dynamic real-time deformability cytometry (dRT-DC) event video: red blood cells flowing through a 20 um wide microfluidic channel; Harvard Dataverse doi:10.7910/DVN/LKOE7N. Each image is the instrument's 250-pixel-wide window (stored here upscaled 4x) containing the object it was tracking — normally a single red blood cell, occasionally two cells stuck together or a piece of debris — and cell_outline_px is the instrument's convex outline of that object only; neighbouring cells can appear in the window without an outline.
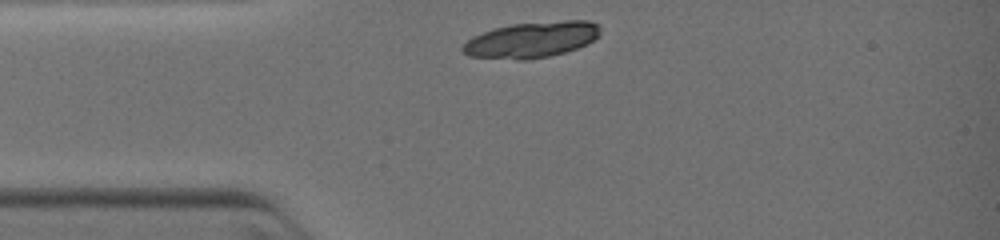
{"species": "common noctule bat (a hibernating species)", "species_latin": "Nyctalus noctula", "temperature_condition": "warm", "stored_images_in_passage": 2, "camera_frame_rate_fps": 3000, "um_per_image_px": 0.085, "animal": {"sex": "female", "body_mass_g": 19.0, "forearm_length_mm": 51.5}, "frame": {"image": 1, "passage_image": 1, "time_ms": 0.0, "image_size_px": [1000, 240], "cell_outline_px": [[600, 36], [588, 44], [564, 52], [548, 56], [524, 60], [516, 60], [468, 56], [460, 48], [472, 36], [496, 28], [512, 24], [564, 20], [588, 20], [600, 24]], "centroid_in_image_um": [45.23, 3.37], "position_along_channel_um": 39.8, "area_um2": 28.84}}